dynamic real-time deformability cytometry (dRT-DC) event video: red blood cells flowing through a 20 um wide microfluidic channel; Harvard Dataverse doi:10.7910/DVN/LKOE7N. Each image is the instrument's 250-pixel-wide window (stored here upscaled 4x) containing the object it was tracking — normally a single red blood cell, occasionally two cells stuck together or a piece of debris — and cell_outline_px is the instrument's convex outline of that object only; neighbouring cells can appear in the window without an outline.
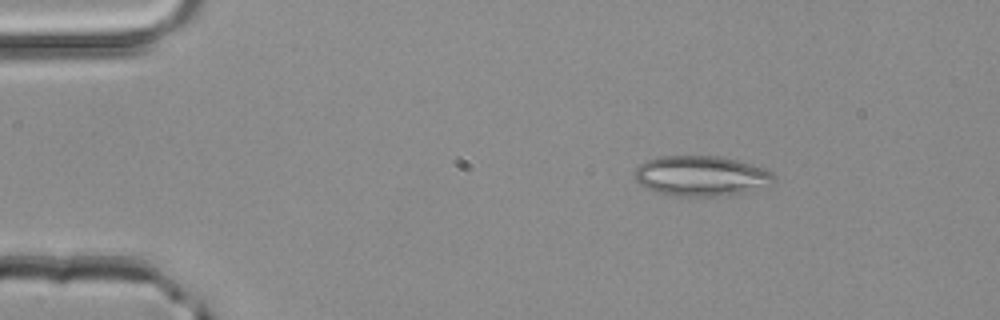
{"species": "common noctule bat (a hibernating species)", "species_latin": "Nyctalus noctula", "temperature_condition": "room temperature", "stored_images_in_passage": 3, "camera_frame_rate_fps": 3000, "um_per_image_px": 0.085, "animal": {"sex": "male", "body_mass_g": 20.4}, "frame": {"image": 1, "passage_image": 1, "time_ms": 0.0, "image_size_px": [1000, 320], "cell_outline_px": [[776, 180], [772, 184], [744, 192], [716, 196], [672, 196], [648, 188], [640, 184], [632, 176], [636, 168], [640, 164], [648, 160], [660, 156], [720, 156], [752, 164], [764, 168], [772, 172], [776, 176]], "centroid_in_image_um": [59.61, 14.95], "position_along_channel_um": 25.4, "area_um2": 32.6}}